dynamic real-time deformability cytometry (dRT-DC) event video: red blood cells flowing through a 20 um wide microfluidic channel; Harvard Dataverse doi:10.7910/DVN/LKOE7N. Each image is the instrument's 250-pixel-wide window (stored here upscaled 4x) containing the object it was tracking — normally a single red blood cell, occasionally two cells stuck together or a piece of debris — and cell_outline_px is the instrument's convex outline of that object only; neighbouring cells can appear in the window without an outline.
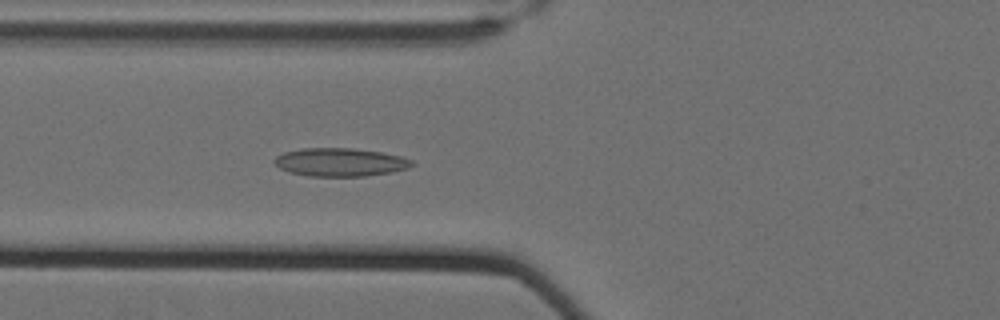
{"species": "Egyptian fruit bat (a non-hibernating species)", "species_latin": "Rousettus aegyptiacus", "temperature_condition": "cold", "stored_images_in_passage": 60, "camera_frame_rate_fps": 3000, "um_per_image_px": 0.085, "animal": {"sex": "female"}, "frame": {"image": 1, "passage_image": 25, "time_ms": 8.0, "image_size_px": [1000, 320], "cell_outline_px": [[416, 164], [408, 168], [392, 172], [364, 176], [308, 176], [288, 172], [280, 168], [272, 160], [276, 156], [284, 152], [304, 148], [352, 148], [380, 152], [400, 156], [412, 160]], "centroid_in_image_um": [28.91, 13.79], "position_along_channel_um": 96.9, "area_um2": 22.66}}
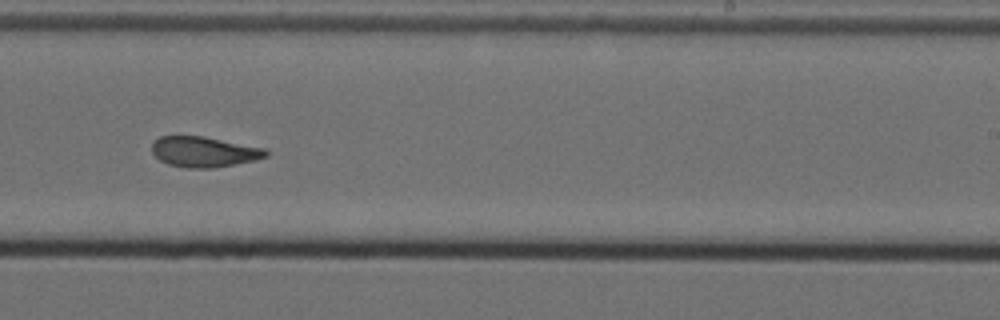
{"frame": {"image": 2, "passage_image": 40, "time_ms": 13.0, "image_size_px": [1000, 320], "cell_outline_px": [[268, 156], [256, 160], [212, 168], [188, 168], [168, 164], [160, 160], [152, 152], [152, 144], [160, 136], [204, 136], [264, 148], [268, 152]], "centroid_in_image_um": [17.34, 12.9], "position_along_channel_um": 271.7, "area_um2": 20.11}}
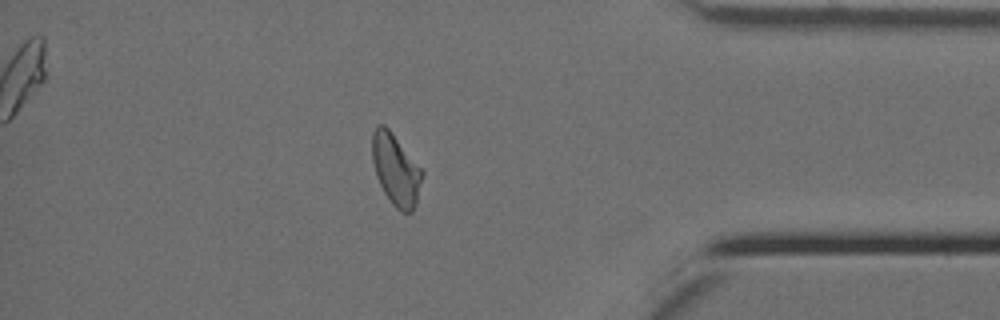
{"frame": {"image": 3, "passage_image": 53, "time_ms": 17.333, "image_size_px": [1000, 320], "cell_outline_px": [[424, 176], [416, 204], [412, 212], [400, 212], [392, 204], [384, 192], [376, 176], [372, 160], [372, 132], [376, 124], [384, 124], [388, 128], [424, 172]], "centroid_in_image_um": [33.64, 14.43], "position_along_channel_um": 401.6, "area_um2": 20.81}, "authors_computed_cell_mechanics": {"area_um2": 20.9525, "velocity_mm_per_s": 3.48, "shape_relaxation_time_tau1_ms": null, "shape_relaxation_time_tau2_ms": 3.5369, "deformation_change_tau1": null, "deformation_change_tau2": 0.1132}}